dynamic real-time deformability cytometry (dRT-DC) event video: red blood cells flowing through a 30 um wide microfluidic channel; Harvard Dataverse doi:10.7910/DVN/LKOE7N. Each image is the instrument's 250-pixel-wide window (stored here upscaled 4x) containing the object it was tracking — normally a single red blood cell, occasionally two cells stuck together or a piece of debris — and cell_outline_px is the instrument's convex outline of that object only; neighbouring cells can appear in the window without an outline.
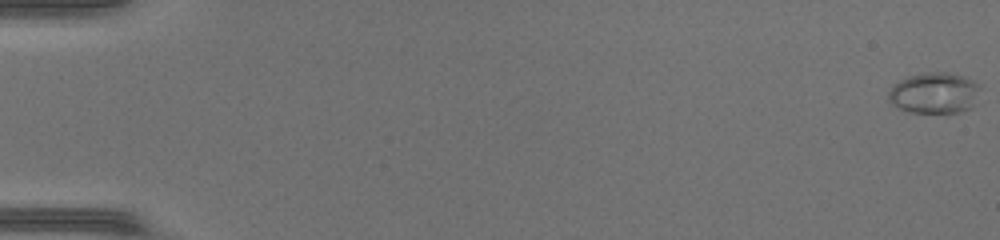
{"species": "common noctule bat (a hibernating species)", "species_latin": "Nyctalus noctula", "temperature_condition": "warm", "stored_images_in_passage": 49, "camera_frame_rate_fps": 3000, "um_per_image_px": 0.085, "animal": {"sex": "female", "body_mass_g": 17.0, "forearm_length_mm": 48.0}, "frame": {"image": 1, "passage_image": 1, "time_ms": 0.0, "image_size_px": [1000, 240], "cell_outline_px": [[980, 88], [972, 108], [956, 112], [912, 112], [900, 108], [892, 104], [888, 100], [888, 92], [892, 84], [908, 76], [924, 72], [948, 72], [964, 76], [972, 80]], "centroid_in_image_um": [79.39, 7.89], "position_along_channel_um": 5.6, "area_um2": 21.85}}
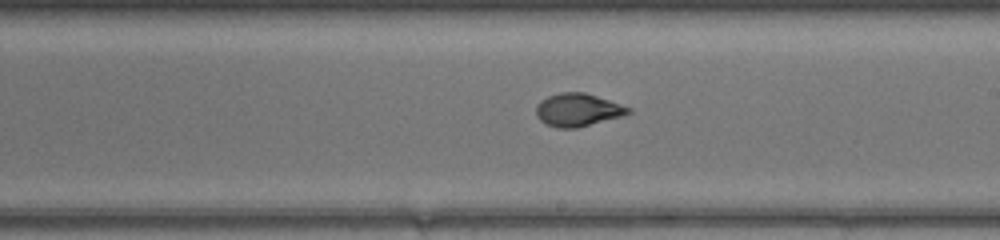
{"frame": {"image": 2, "passage_image": 30, "time_ms": 9.667, "image_size_px": [1000, 240], "cell_outline_px": [[632, 112], [620, 116], [576, 128], [560, 128], [548, 124], [540, 120], [536, 116], [536, 108], [548, 96], [560, 92], [584, 92], [632, 108]], "centroid_in_image_um": [49.12, 9.34], "position_along_channel_um": 239.9, "area_um2": 17.22}}
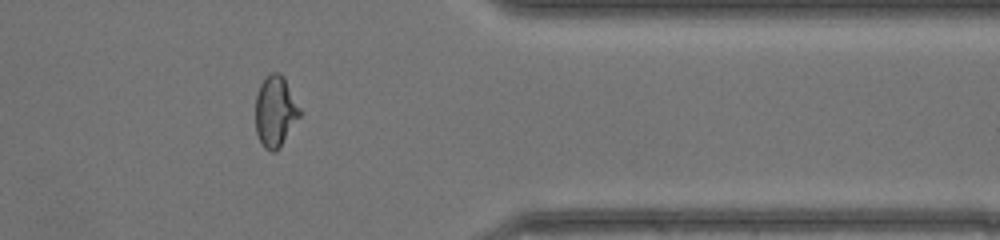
{"frame": {"image": 3, "passage_image": 41, "time_ms": 13.333, "image_size_px": [1000, 240], "cell_outline_px": [[300, 116], [280, 144], [272, 152], [264, 148], [256, 132], [256, 96], [260, 84], [272, 72], [280, 72], [284, 76], [300, 108]], "centroid_in_image_um": [23.39, 9.41], "position_along_channel_um": 388.0, "area_um2": 17.8}, "authors_computed_cell_mechanics": {"area_um2": 18.1492, "velocity_mm_per_s": 4.3986, "shape_relaxation_time_tau1_ms": 7.4556, "shape_relaxation_time_tau2_ms": null, "deformation_change_tau1": 0.278, "deformation_change_tau2": null}}